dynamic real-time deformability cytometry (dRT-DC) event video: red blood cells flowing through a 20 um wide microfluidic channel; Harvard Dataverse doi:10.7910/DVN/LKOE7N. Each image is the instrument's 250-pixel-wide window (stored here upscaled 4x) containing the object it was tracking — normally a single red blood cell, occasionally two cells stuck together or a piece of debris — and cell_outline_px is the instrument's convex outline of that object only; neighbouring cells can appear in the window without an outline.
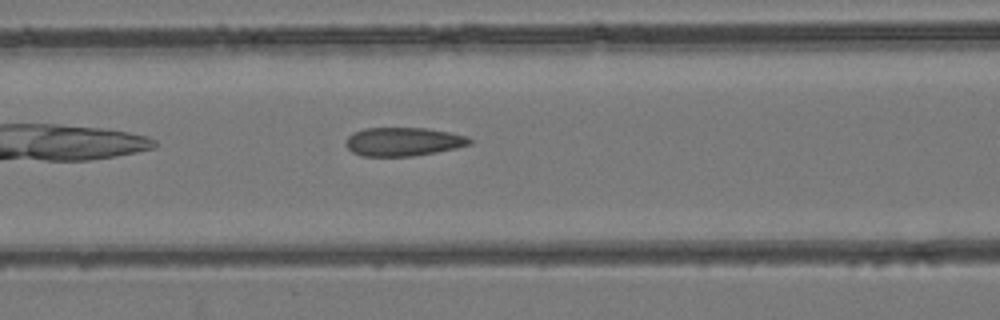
{"species": "common noctule bat (a hibernating species)", "species_latin": "Nyctalus noctula", "temperature_condition": "room temperature", "stored_images_in_passage": 22, "camera_frame_rate_fps": 3000, "um_per_image_px": 0.085, "animal": {"sex": "female", "body_mass_g": 24.6, "forearm_length_mm": 56.2}, "frame": {"image": 1, "passage_image": 9, "time_ms": 2.667, "image_size_px": [1000, 320], "cell_outline_px": [[472, 144], [456, 148], [436, 152], [412, 156], [360, 156], [352, 152], [344, 144], [344, 140], [352, 132], [364, 128], [428, 128], [452, 132], [468, 136], [472, 140]], "centroid_in_image_um": [34.27, 12.03], "position_along_channel_um": 132.3, "area_um2": 20.98}}
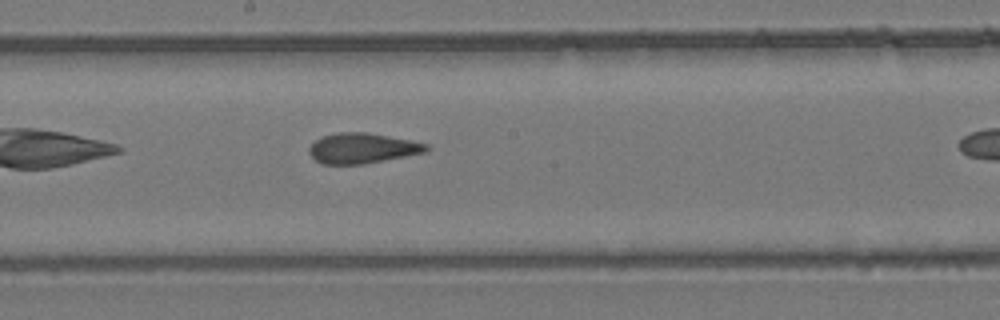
{"frame": {"image": 2, "passage_image": 15, "time_ms": 4.667, "image_size_px": [1000, 320], "cell_outline_px": [[428, 148], [424, 152], [364, 164], [320, 164], [308, 152], [308, 148], [320, 136], [336, 132], [368, 132], [428, 144]], "centroid_in_image_um": [30.72, 12.59], "position_along_channel_um": 217.5, "area_um2": 20.52}}
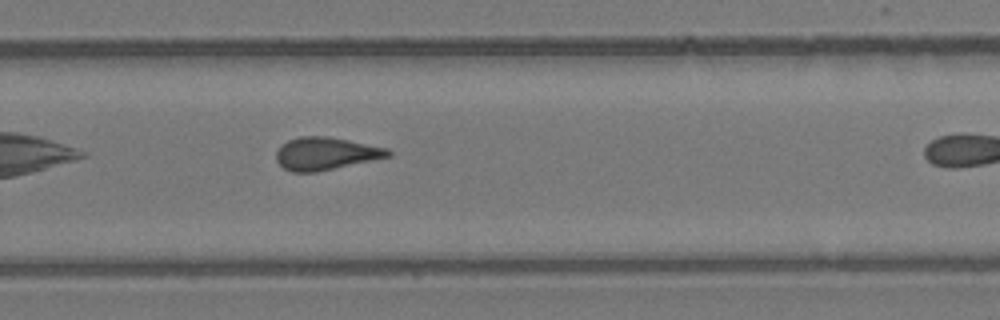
{"frame": {"image": 3, "passage_image": 21, "time_ms": 6.667, "image_size_px": [1000, 320], "cell_outline_px": [[392, 156], [316, 172], [292, 172], [284, 168], [276, 160], [276, 152], [288, 140], [300, 136], [328, 136], [388, 148], [392, 152]], "centroid_in_image_um": [27.71, 13.05], "position_along_channel_um": 302.1, "area_um2": 21.15}}